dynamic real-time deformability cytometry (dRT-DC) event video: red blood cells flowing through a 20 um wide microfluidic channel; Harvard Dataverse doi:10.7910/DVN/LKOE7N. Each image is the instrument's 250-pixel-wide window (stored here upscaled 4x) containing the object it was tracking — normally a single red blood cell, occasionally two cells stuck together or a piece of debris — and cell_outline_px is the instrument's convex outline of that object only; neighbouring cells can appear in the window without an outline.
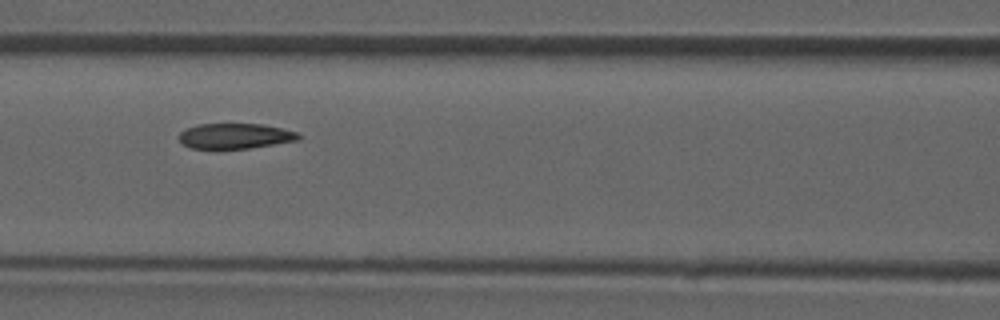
{"species": "common noctule bat (a hibernating species)", "species_latin": "Nyctalus noctula", "temperature_condition": "room temperature", "stored_images_in_passage": 48, "camera_frame_rate_fps": 3000, "um_per_image_px": 0.085, "animal": {"sex": "male", "forearm_length_mm": 52.5}, "frame": {"image": 1, "passage_image": 21, "time_ms": 6.667, "image_size_px": [1000, 320], "cell_outline_px": [[300, 140], [248, 148], [192, 148], [184, 144], [176, 136], [180, 132], [196, 124], [260, 124], [280, 128], [296, 132], [300, 136]], "centroid_in_image_um": [19.96, 11.55], "position_along_channel_um": 146.6, "area_um2": 17.4}}